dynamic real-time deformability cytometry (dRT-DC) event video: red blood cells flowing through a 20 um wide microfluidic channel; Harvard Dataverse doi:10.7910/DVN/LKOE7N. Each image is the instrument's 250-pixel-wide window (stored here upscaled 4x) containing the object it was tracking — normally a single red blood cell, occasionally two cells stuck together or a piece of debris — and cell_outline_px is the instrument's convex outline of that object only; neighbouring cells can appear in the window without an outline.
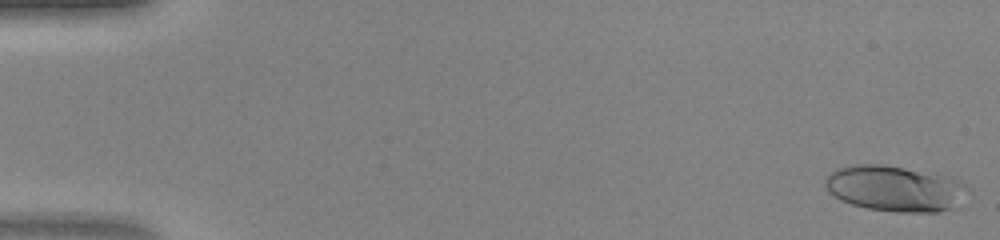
{"species": "human", "species_latin": "Homo sapiens", "temperature_condition": "warm", "stored_images_in_passage": 47, "camera_frame_rate_fps": 3000, "um_per_image_px": 0.085, "donor": {"sex": "female"}, "frame": {"image": 1, "passage_image": 1, "time_ms": 0.0, "image_size_px": [1000, 240], "cell_outline_px": [[964, 184], [948, 208], [936, 212], [896, 212], [868, 208], [852, 204], [840, 200], [828, 192], [824, 184], [824, 180], [836, 168], [852, 164], [884, 164], [936, 172], [952, 176]], "centroid_in_image_um": [75.9, 15.97], "position_along_channel_um": 9.1, "area_um2": 37.34}}
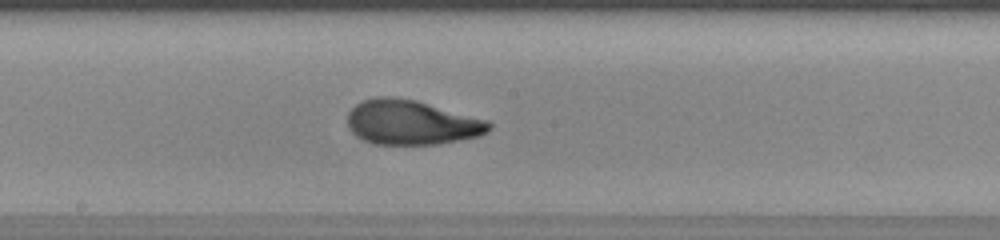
{"frame": {"image": 2, "passage_image": 26, "time_ms": 8.333, "image_size_px": [1000, 240], "cell_outline_px": [[492, 128], [488, 132], [480, 136], [440, 144], [376, 144], [364, 140], [352, 132], [348, 124], [348, 112], [356, 104], [364, 100], [376, 96], [396, 96], [416, 100], [488, 120], [492, 124]], "centroid_in_image_um": [35.01, 10.4], "position_along_channel_um": 213.2, "area_um2": 36.93}}
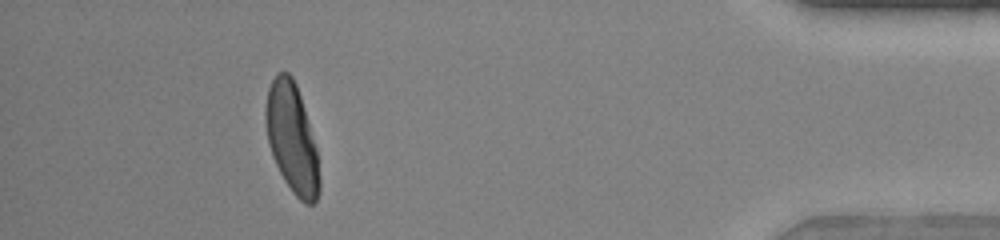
{"frame": {"image": 3, "passage_image": 43, "time_ms": 14.0, "image_size_px": [1000, 240], "cell_outline_px": [[320, 188], [316, 200], [312, 204], [304, 204], [292, 192], [284, 180], [272, 156], [268, 144], [264, 120], [264, 108], [268, 88], [276, 72], [288, 72], [292, 76], [296, 84], [300, 96], [316, 148], [320, 176]], "centroid_in_image_um": [24.78, 11.75], "position_along_channel_um": 410.4, "area_um2": 34.33}}